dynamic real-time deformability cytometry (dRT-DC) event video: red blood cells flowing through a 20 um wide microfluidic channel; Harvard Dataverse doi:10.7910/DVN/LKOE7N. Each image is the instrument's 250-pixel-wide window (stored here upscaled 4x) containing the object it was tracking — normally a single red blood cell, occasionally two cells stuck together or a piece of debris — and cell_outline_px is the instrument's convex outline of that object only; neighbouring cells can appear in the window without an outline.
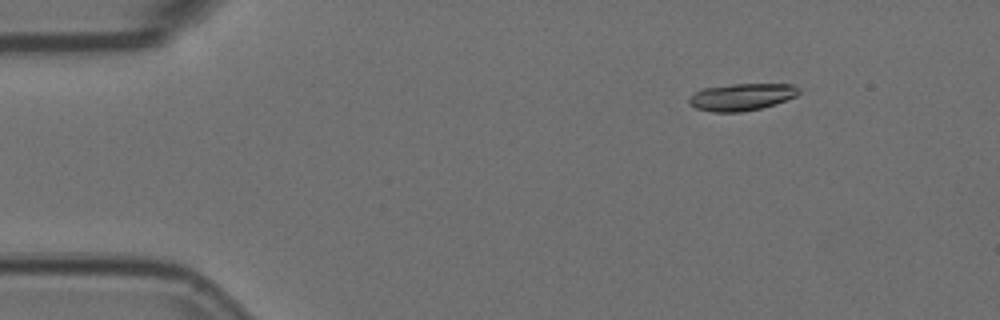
{"species": "Egyptian fruit bat (a non-hibernating species)", "species_latin": "Rousettus aegyptiacus", "temperature_condition": "room temperature", "stored_images_in_passage": 3, "camera_frame_rate_fps": 3000, "um_per_image_px": 0.085, "animal": {"sex": "female"}, "frame": {"image": 1, "passage_image": 1, "time_ms": 0.0, "image_size_px": [1000, 320], "cell_outline_px": [[800, 92], [796, 96], [760, 108], [740, 112], [712, 112], [696, 108], [688, 104], [688, 100], [696, 92], [704, 88], [732, 84], [792, 84], [800, 88]], "centroid_in_image_um": [63.03, 8.24], "position_along_channel_um": 22.0, "area_um2": 17.11}}